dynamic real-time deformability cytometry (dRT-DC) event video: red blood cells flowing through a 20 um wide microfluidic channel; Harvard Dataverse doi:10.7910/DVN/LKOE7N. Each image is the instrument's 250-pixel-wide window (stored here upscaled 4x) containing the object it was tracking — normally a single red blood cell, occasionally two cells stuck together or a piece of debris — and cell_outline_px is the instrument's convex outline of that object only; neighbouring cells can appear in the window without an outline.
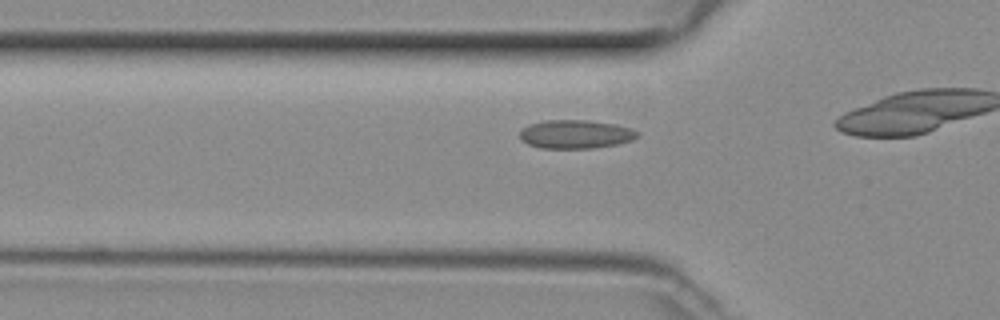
{"species": "common noctule bat (a hibernating species)", "species_latin": "Nyctalus noctula", "temperature_condition": "room temperature", "stored_images_in_passage": 18, "camera_frame_rate_fps": 3000, "um_per_image_px": 0.085, "animal": {"sex": "female", "body_mass_g": 29.2, "forearm_length_mm": 56.3}, "frame": {"image": 1, "passage_image": 13, "time_ms": 4.0, "image_size_px": [1000, 320], "cell_outline_px": [[640, 136], [632, 140], [620, 144], [592, 148], [540, 148], [528, 144], [520, 136], [520, 132], [524, 128], [532, 124], [544, 120], [588, 120], [616, 124], [632, 128], [640, 132]], "centroid_in_image_um": [49.01, 11.41], "position_along_channel_um": 76.8, "area_um2": 19.65}}
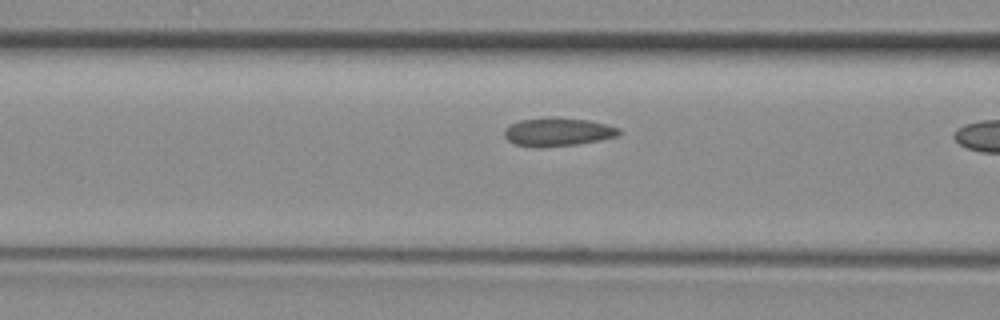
{"frame": {"image": 2, "passage_image": 16, "time_ms": 5.0, "image_size_px": [1000, 320], "cell_outline_px": [[620, 136], [600, 140], [576, 144], [540, 148], [536, 148], [516, 144], [508, 140], [504, 136], [504, 128], [508, 124], [520, 120], [588, 120], [620, 128]], "centroid_in_image_um": [47.4, 11.27], "position_along_channel_um": 119.2, "area_um2": 18.26}}